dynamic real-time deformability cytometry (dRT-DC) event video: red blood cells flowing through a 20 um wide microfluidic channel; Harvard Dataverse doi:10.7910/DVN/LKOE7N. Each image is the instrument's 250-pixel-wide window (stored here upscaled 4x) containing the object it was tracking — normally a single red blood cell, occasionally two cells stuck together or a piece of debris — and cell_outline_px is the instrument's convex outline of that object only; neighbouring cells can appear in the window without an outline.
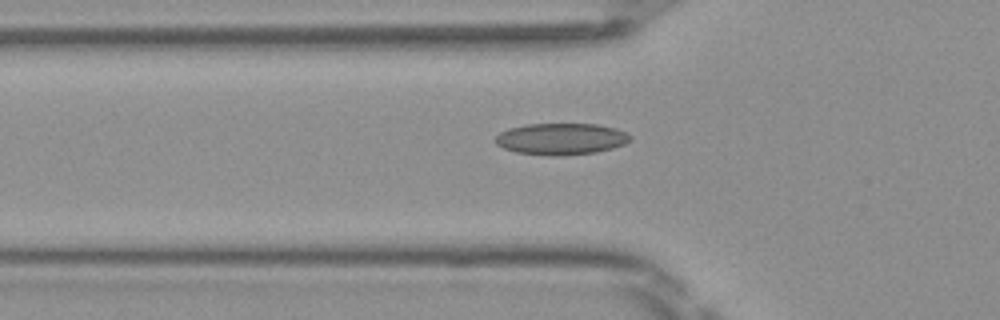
{"species": "Egyptian fruit bat (a non-hibernating species)", "species_latin": "Rousettus aegyptiacus", "temperature_condition": "room temperature", "stored_images_in_passage": 36, "camera_frame_rate_fps": 3000, "um_per_image_px": 0.085, "frame": {"image": 1, "passage_image": 4, "time_ms": 1.0, "image_size_px": [1000, 320], "cell_outline_px": [[632, 140], [624, 144], [612, 148], [596, 152], [560, 156], [552, 156], [516, 152], [504, 148], [496, 144], [496, 136], [500, 132], [508, 128], [524, 124], [596, 124], [616, 128], [632, 136]], "centroid_in_image_um": [47.7, 11.8], "position_along_channel_um": 78.1, "area_um2": 24.85}}
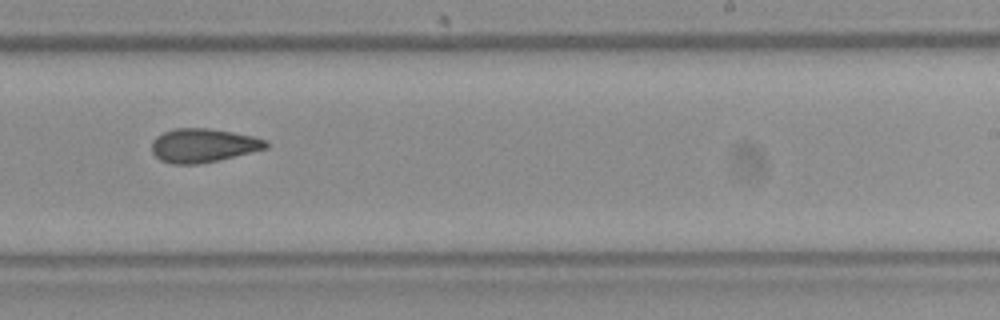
{"frame": {"image": 2, "passage_image": 18, "time_ms": 5.667, "image_size_px": [1000, 320], "cell_outline_px": [[268, 148], [220, 160], [200, 164], [172, 164], [160, 160], [152, 152], [152, 140], [156, 136], [164, 132], [176, 128], [208, 128], [232, 132], [252, 136], [268, 140]], "centroid_in_image_um": [17.27, 12.37], "position_along_channel_um": 271.7, "area_um2": 22.6}}
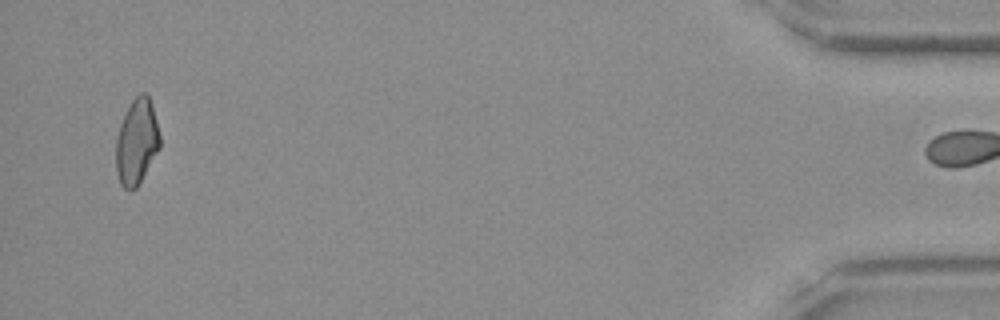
{"frame": {"image": 3, "passage_image": 35, "time_ms": 11.333, "image_size_px": [1000, 320], "cell_outline_px": [[160, 148], [136, 188], [128, 192], [120, 184], [116, 172], [116, 140], [120, 124], [132, 100], [140, 92], [144, 92], [148, 96], [152, 104], [160, 136]], "centroid_in_image_um": [11.61, 12.08], "position_along_channel_um": 423.6, "area_um2": 21.85}, "authors_computed_cell_mechanics": {"area_um2": 22.3397, "velocity_mm_per_s": 4.1292, "shape_relaxation_time_tau1_ms": null, "shape_relaxation_time_tau2_ms": 4.3506, "deformation_change_tau1": null, "deformation_change_tau2": 0.1147}}